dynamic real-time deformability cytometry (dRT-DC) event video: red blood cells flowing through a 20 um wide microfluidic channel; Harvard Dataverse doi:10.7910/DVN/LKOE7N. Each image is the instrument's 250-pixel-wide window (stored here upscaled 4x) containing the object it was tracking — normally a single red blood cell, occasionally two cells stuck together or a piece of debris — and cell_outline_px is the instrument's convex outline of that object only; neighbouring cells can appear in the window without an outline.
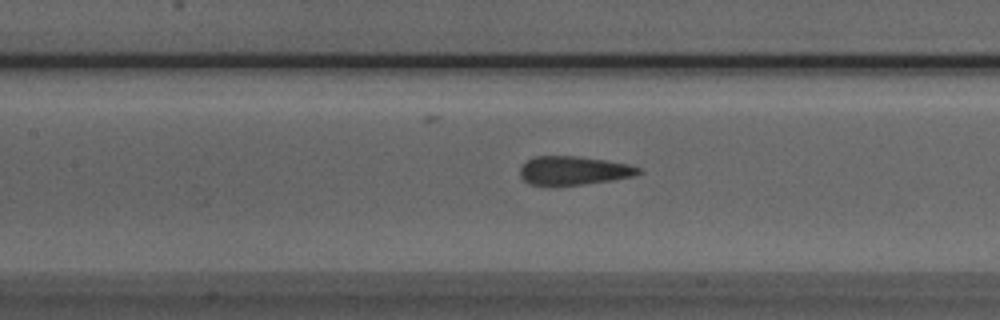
{"species": "Egyptian fruit bat (a non-hibernating species)", "species_latin": "Rousettus aegyptiacus", "temperature_condition": "room temperature", "stored_images_in_passage": 34, "camera_frame_rate_fps": 3000, "um_per_image_px": 0.085, "animal": {"sex": "male"}, "frame": {"image": 1, "passage_image": 10, "time_ms": 3.0, "image_size_px": [1000, 320], "cell_outline_px": [[636, 172], [620, 176], [564, 184], [540, 184], [528, 180], [524, 176], [524, 168], [532, 160], [588, 160], [616, 164], [636, 168]], "centroid_in_image_um": [48.66, 14.55], "position_along_channel_um": 158.7, "area_um2": 14.8}}
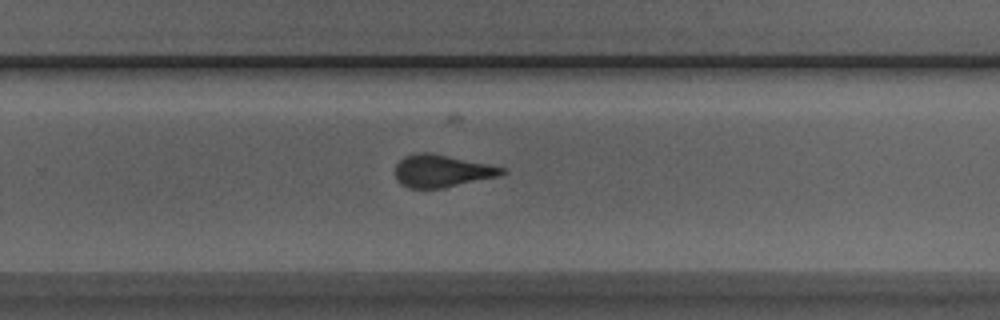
{"frame": {"image": 2, "passage_image": 20, "time_ms": 6.333, "image_size_px": [1000, 320], "cell_outline_px": [[500, 172], [488, 176], [448, 184], [424, 188], [408, 184], [400, 180], [396, 172], [396, 168], [404, 160], [412, 156], [436, 156], [500, 168]], "centroid_in_image_um": [37.42, 14.55], "position_along_channel_um": 292.4, "area_um2": 15.9}}
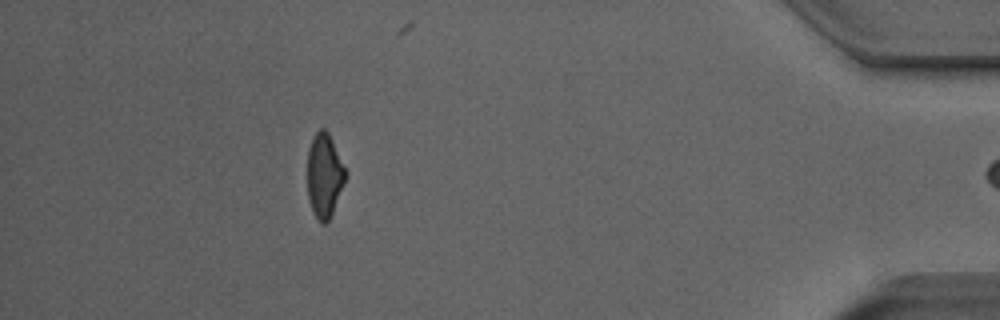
{"frame": {"image": 3, "passage_image": 33, "time_ms": 10.667, "image_size_px": [1000, 320], "cell_outline_px": [[344, 180], [332, 208], [328, 216], [324, 220], [320, 220], [312, 204], [308, 188], [308, 156], [312, 144], [316, 136], [320, 132], [324, 132], [328, 136], [344, 168]], "centroid_in_image_um": [27.55, 14.89], "position_along_channel_um": 407.7, "area_um2": 16.01}, "authors_computed_cell_mechanics": {"area_um2": 15.8661, "velocity_mm_per_s": 4.023, "shape_relaxation_time_tau1_ms": null, "shape_relaxation_time_tau2_ms": 1.3411, "deformation_change_tau1": null, "deformation_change_tau2": 0.0737}}